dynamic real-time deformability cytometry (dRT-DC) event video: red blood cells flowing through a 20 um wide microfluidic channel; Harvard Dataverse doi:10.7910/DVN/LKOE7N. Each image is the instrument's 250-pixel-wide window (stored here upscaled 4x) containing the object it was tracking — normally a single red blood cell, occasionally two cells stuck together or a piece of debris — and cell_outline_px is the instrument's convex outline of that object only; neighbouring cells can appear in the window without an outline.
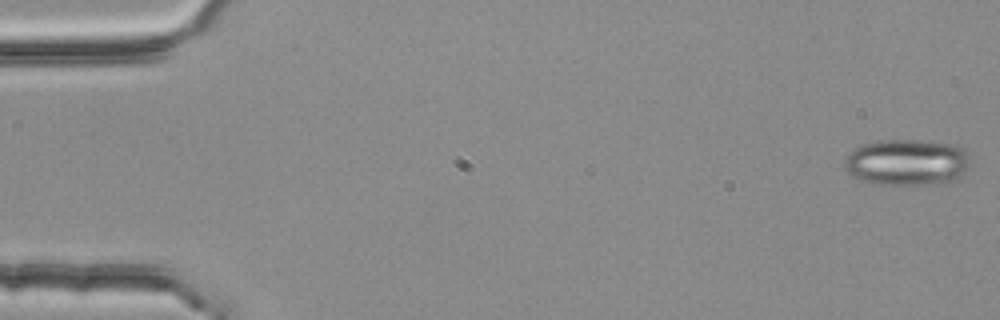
{"species": "common noctule bat (a hibernating species)", "species_latin": "Nyctalus noctula", "temperature_condition": "room temperature", "stored_images_in_passage": 54, "camera_frame_rate_fps": 3000, "um_per_image_px": 0.085, "animal": {"sex": "female", "body_mass_g": 25.1}, "frame": {"image": 1, "passage_image": 1, "time_ms": 0.0, "image_size_px": [1000, 320], "cell_outline_px": [[972, 160], [960, 180], [948, 184], [876, 184], [852, 176], [848, 172], [844, 164], [844, 160], [848, 152], [864, 144], [880, 140], [920, 140], [952, 144], [960, 148]], "centroid_in_image_um": [77.13, 13.81], "position_along_channel_um": 7.9, "area_um2": 34.22}}
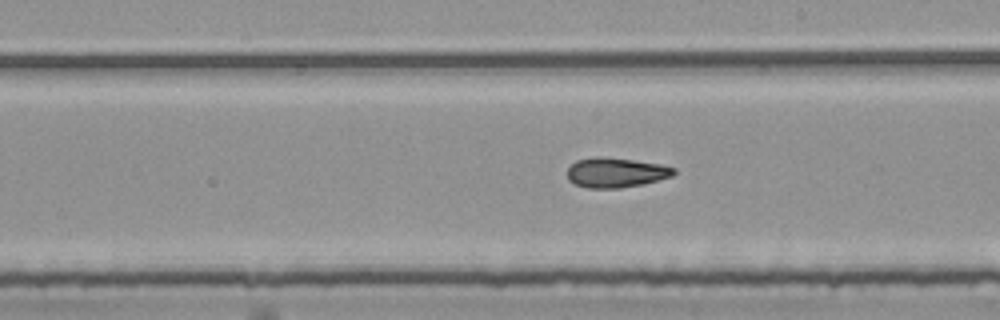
{"frame": {"image": 2, "passage_image": 31, "time_ms": 10.0, "image_size_px": [1000, 320], "cell_outline_px": [[676, 172], [672, 176], [640, 184], [620, 188], [588, 188], [576, 184], [568, 180], [568, 168], [576, 160], [596, 156], [600, 156], [632, 160], [660, 164], [676, 168]], "centroid_in_image_um": [52.33, 14.66], "position_along_channel_um": 236.7, "area_um2": 18.32}}
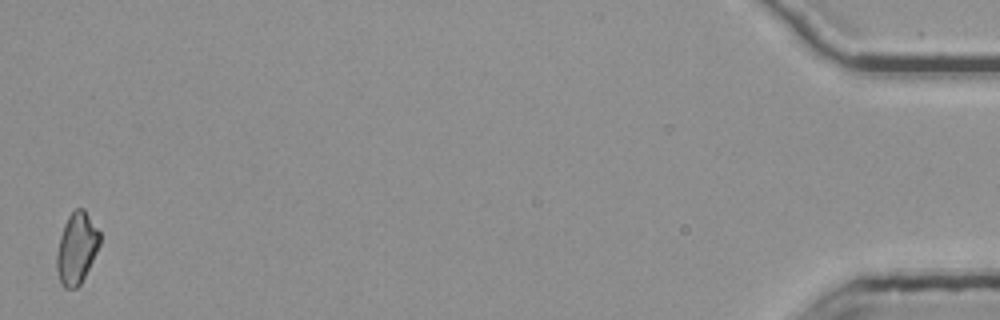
{"frame": {"image": 3, "passage_image": 54, "time_ms": 17.667, "image_size_px": [1000, 320], "cell_outline_px": [[100, 244], [80, 284], [76, 288], [64, 288], [60, 284], [56, 268], [56, 252], [60, 236], [64, 224], [68, 216], [76, 208], [84, 208], [100, 232]], "centroid_in_image_um": [6.49, 21.09], "position_along_channel_um": 428.7, "area_um2": 17.86}, "authors_computed_cell_mechanics": {"area_um2": 18.5249, "velocity_mm_per_s": 3.7734, "shape_relaxation_time_tau1_ms": null, "shape_relaxation_time_tau2_ms": 8.4818, "deformation_change_tau1": null, "deformation_change_tau2": 0.1717}}